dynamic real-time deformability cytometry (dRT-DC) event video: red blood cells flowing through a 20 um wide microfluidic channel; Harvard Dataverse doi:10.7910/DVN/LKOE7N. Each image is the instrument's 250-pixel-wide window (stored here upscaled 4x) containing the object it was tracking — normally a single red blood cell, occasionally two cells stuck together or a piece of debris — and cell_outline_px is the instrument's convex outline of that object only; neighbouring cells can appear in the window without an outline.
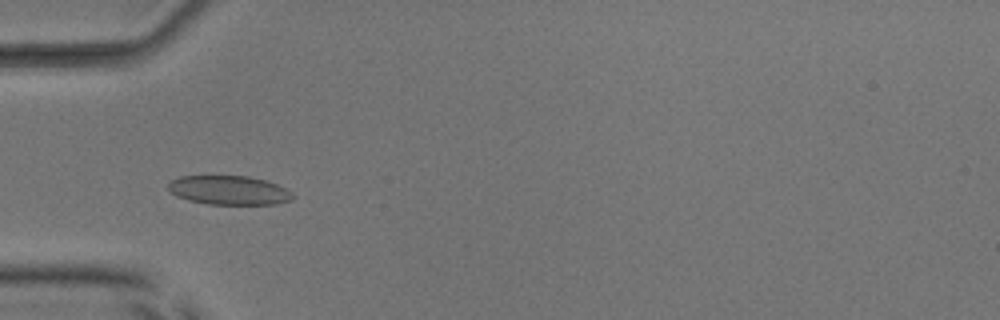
{"species": "common noctule bat (a hibernating species)", "species_latin": "Nyctalus noctula", "temperature_condition": "room temperature", "stored_images_in_passage": 54, "camera_frame_rate_fps": 3000, "um_per_image_px": 0.085, "animal": {"sex": "male", "body_mass_g": 17.9, "forearm_length_mm": 54.2}, "frame": {"image": 1, "passage_image": 18, "time_ms": 5.667, "image_size_px": [1000, 320], "cell_outline_px": [[292, 200], [276, 204], [208, 204], [188, 200], [176, 196], [168, 188], [168, 184], [172, 180], [180, 176], [248, 176], [264, 180], [288, 188], [292, 192]], "centroid_in_image_um": [19.48, 16.17], "position_along_channel_um": 65.5, "area_um2": 21.04}}
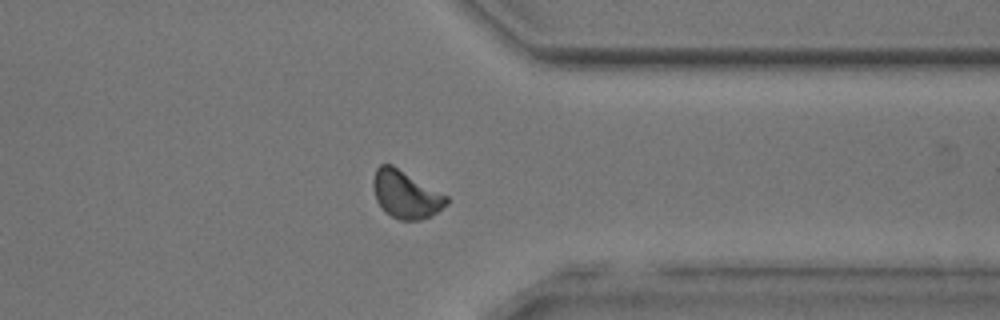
{"frame": {"image": 2, "passage_image": 42, "time_ms": 13.667, "image_size_px": [1000, 320], "cell_outline_px": [[448, 204], [432, 216], [420, 220], [400, 220], [384, 212], [376, 200], [372, 184], [372, 180], [376, 168], [380, 164], [392, 164], [448, 196]], "centroid_in_image_um": [34.48, 16.53], "position_along_channel_um": 376.9, "area_um2": 20.52}}
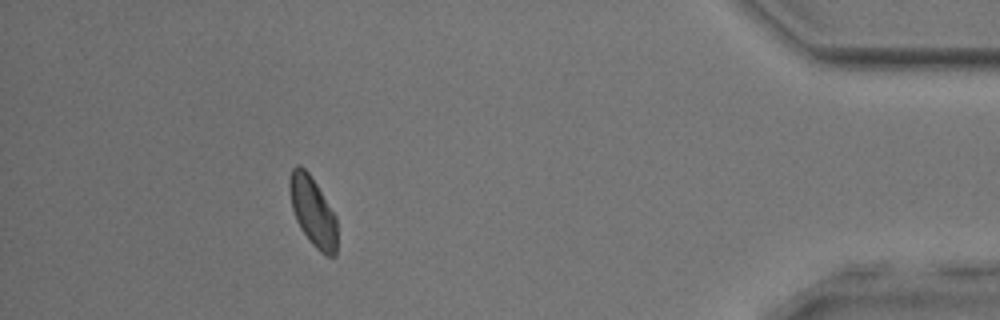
{"frame": {"image": 3, "passage_image": 48, "time_ms": 15.667, "image_size_px": [1000, 320], "cell_outline_px": [[336, 256], [328, 256], [320, 252], [312, 244], [300, 228], [296, 220], [292, 208], [288, 188], [288, 180], [292, 168], [296, 164], [300, 164], [308, 172], [316, 184], [336, 216]], "centroid_in_image_um": [26.56, 17.95], "position_along_channel_um": 408.6, "area_um2": 19.19}, "authors_computed_cell_mechanics": {"area_um2": 20.519, "velocity_mm_per_s": 3.961, "shape_relaxation_time_tau1_ms": 11.043, "shape_relaxation_time_tau2_ms": 1.1958, "deformation_change_tau1": 0.1246, "deformation_change_tau2": 0.0636}}